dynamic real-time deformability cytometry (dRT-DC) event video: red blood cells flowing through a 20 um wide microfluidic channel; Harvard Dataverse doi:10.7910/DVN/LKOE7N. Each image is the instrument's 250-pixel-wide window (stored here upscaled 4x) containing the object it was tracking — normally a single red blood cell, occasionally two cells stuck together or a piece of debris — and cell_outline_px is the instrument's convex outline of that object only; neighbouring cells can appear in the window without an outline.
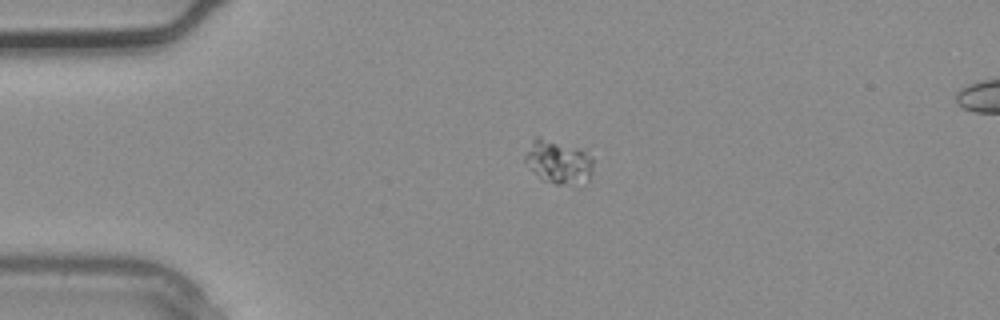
{"species": "common noctule bat (a hibernating species)", "species_latin": "Nyctalus noctula", "temperature_condition": "warm", "stored_images_in_passage": 2, "camera_frame_rate_fps": 3000, "um_per_image_px": 0.085, "animal": {"sex": "male", "body_mass_g": 20.4}, "frame": {"image": 1, "passage_image": 1, "time_ms": 0.0, "image_size_px": [1000, 320], "cell_outline_px": [[592, 172], [588, 180], [576, 188], [556, 184], [540, 180], [528, 168], [524, 160], [524, 156], [532, 140], [536, 136], [540, 136], [580, 148], [592, 156]], "centroid_in_image_um": [47.46, 13.8], "position_along_channel_um": 37.5, "area_um2": 18.09}}